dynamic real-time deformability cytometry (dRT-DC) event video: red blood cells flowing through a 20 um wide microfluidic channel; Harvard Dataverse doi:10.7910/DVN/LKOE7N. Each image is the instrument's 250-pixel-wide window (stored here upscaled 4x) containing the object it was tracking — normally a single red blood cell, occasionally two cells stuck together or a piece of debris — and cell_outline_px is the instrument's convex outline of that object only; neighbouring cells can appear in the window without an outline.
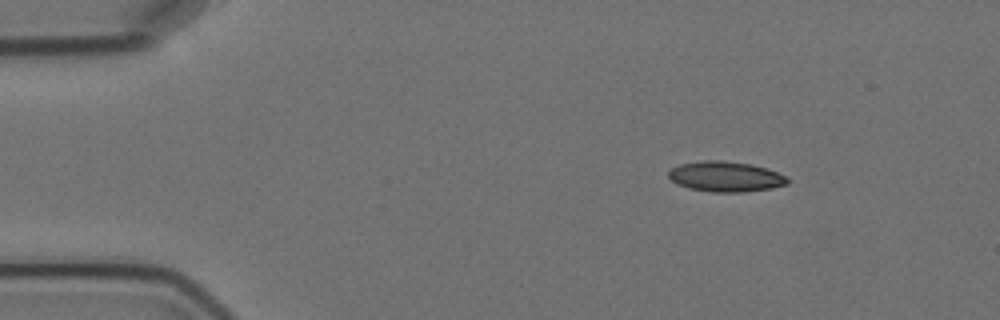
{"species": "Egyptian fruit bat (a non-hibernating species)", "species_latin": "Rousettus aegyptiacus", "temperature_condition": "cold", "stored_images_in_passage": 5, "camera_frame_rate_fps": 3000, "um_per_image_px": 0.085, "animal": {"sex": "female"}, "frame": {"image": 1, "passage_image": 1, "time_ms": 0.0, "image_size_px": [1000, 320], "cell_outline_px": [[788, 184], [772, 188], [740, 192], [712, 192], [692, 188], [676, 184], [668, 176], [668, 172], [672, 168], [680, 164], [704, 160], [720, 160], [752, 164], [768, 168], [784, 176], [788, 180]], "centroid_in_image_um": [61.67, 15.0], "position_along_channel_um": 23.3, "area_um2": 20.87}}
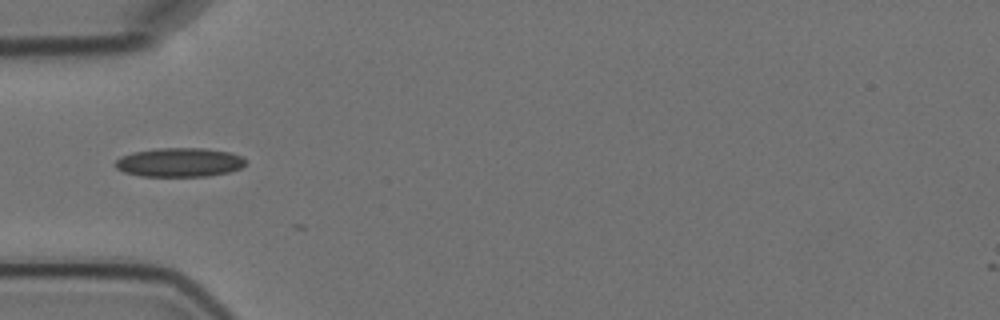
{"frame": {"image": 2, "passage_image": 4, "time_ms": 3.333, "image_size_px": [1000, 320], "cell_outline_px": [[248, 164], [240, 168], [228, 172], [208, 176], [140, 176], [124, 172], [116, 168], [116, 160], [120, 156], [132, 152], [156, 148], [204, 148], [232, 152], [240, 156]], "centroid_in_image_um": [15.25, 13.79], "position_along_channel_um": 69.7, "area_um2": 22.14}}
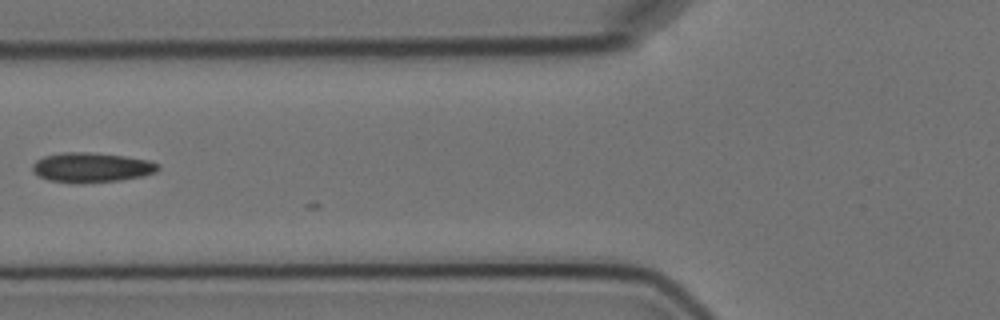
{"frame": {"image": 3, "passage_image": 5, "time_ms": 4.667, "image_size_px": [1000, 320], "cell_outline_px": [[160, 168], [156, 172], [144, 176], [120, 180], [80, 184], [76, 184], [48, 180], [32, 172], [32, 164], [36, 160], [44, 156], [60, 152], [88, 152], [124, 156], [148, 160], [160, 164]], "centroid_in_image_um": [7.77, 14.24], "position_along_channel_um": 118.0, "area_um2": 22.08}}